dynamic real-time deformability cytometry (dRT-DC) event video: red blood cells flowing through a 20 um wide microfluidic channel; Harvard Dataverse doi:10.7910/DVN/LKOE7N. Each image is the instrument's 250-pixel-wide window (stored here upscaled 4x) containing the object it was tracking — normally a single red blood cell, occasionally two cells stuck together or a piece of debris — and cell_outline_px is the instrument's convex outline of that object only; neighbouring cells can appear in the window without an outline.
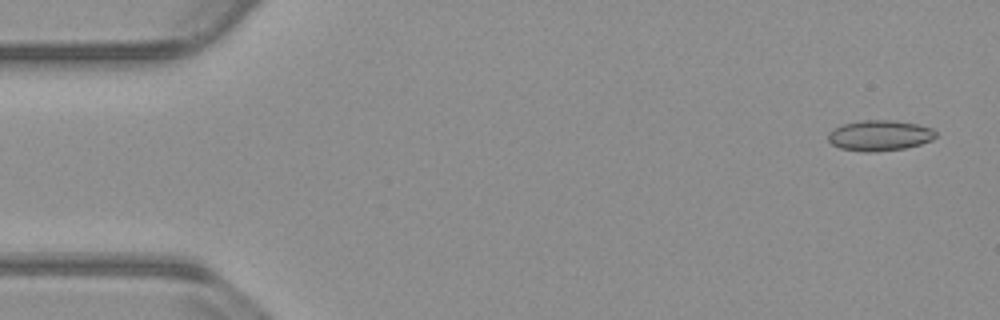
{"species": "common noctule bat (a hibernating species)", "species_latin": "Nyctalus noctula", "temperature_condition": "warm", "stored_images_in_passage": 54, "camera_frame_rate_fps": 3000, "um_per_image_px": 0.085, "animal": {"sex": "male", "body_mass_g": 23.1, "forearm_length_mm": 52.7}, "frame": {"image": 1, "passage_image": 3, "time_ms": 0.667, "image_size_px": [1000, 320], "cell_outline_px": [[936, 136], [932, 140], [920, 144], [904, 148], [876, 152], [864, 152], [840, 148], [832, 144], [828, 140], [828, 132], [844, 124], [860, 120], [896, 120], [920, 124], [932, 128], [936, 132]], "centroid_in_image_um": [74.79, 11.51], "position_along_channel_um": 10.2, "area_um2": 19.31}}
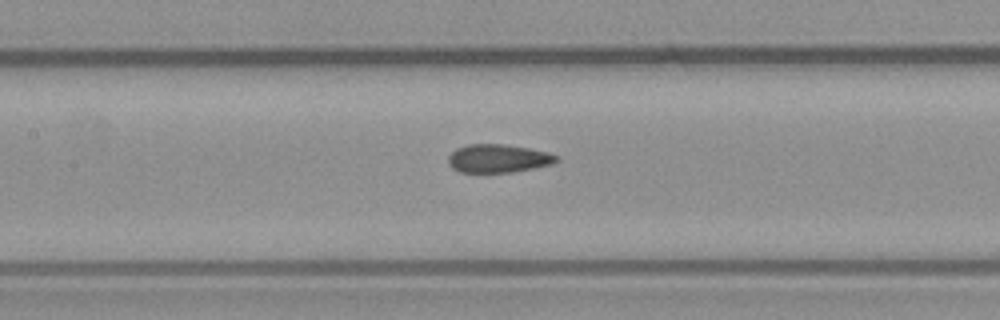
{"frame": {"image": 2, "passage_image": 25, "time_ms": 8.0, "image_size_px": [1000, 320], "cell_outline_px": [[560, 160], [552, 164], [512, 172], [460, 172], [452, 168], [448, 164], [448, 156], [456, 148], [468, 144], [504, 144], [528, 148], [548, 152], [560, 156]], "centroid_in_image_um": [42.35, 13.46], "position_along_channel_um": 165.0, "area_um2": 17.92}}
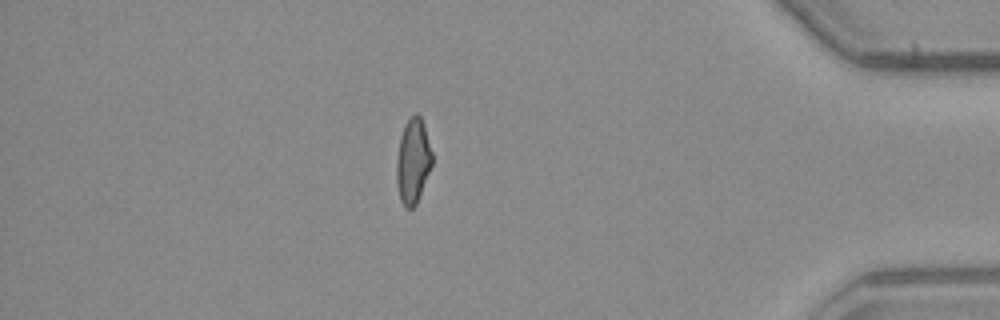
{"frame": {"image": 3, "passage_image": 47, "time_ms": 15.333, "image_size_px": [1000, 320], "cell_outline_px": [[432, 164], [416, 204], [412, 208], [404, 208], [400, 200], [396, 180], [396, 160], [400, 136], [404, 124], [416, 112], [420, 116], [424, 124], [432, 152]], "centroid_in_image_um": [35.08, 13.68], "position_along_channel_um": 400.1, "area_um2": 17.63}, "authors_computed_cell_mechanics": {"area_um2": 18.4671, "velocity_mm_per_s": 3.8256, "shape_relaxation_time_tau1_ms": null, "shape_relaxation_time_tau2_ms": 2.1426, "deformation_change_tau1": null, "deformation_change_tau2": 0.0796}}